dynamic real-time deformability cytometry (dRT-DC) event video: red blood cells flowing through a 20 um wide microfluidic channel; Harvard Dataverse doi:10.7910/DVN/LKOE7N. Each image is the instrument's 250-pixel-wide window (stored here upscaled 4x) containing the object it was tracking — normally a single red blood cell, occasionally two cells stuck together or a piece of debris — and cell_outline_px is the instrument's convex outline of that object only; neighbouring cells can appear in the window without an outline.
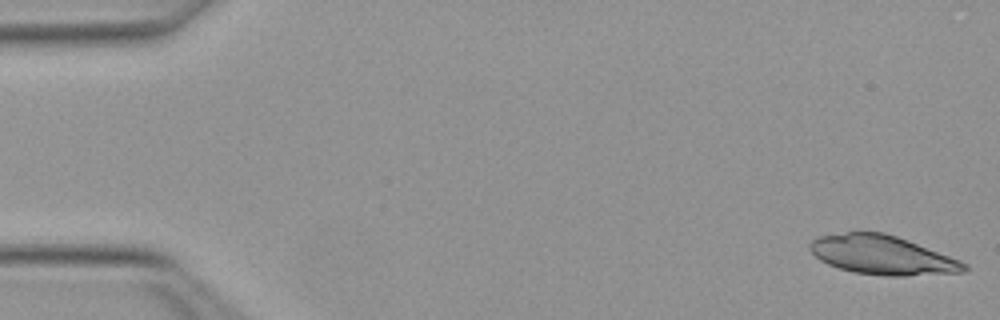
{"species": "Egyptian fruit bat (a non-hibernating species)", "species_latin": "Rousettus aegyptiacus", "temperature_condition": "warm", "stored_images_in_passage": 50, "camera_frame_rate_fps": 3000, "um_per_image_px": 0.085, "animal": {"sex": "female"}, "frame": {"image": 1, "passage_image": 1, "time_ms": 0.0, "image_size_px": [1000, 320], "cell_outline_px": [[968, 272], [904, 276], [884, 276], [852, 272], [828, 264], [820, 260], [808, 248], [808, 244], [816, 236], [848, 232], [884, 232], [908, 240], [960, 260], [968, 264]], "centroid_in_image_um": [75.0, 21.68], "position_along_channel_um": 10.0, "area_um2": 35.26}}
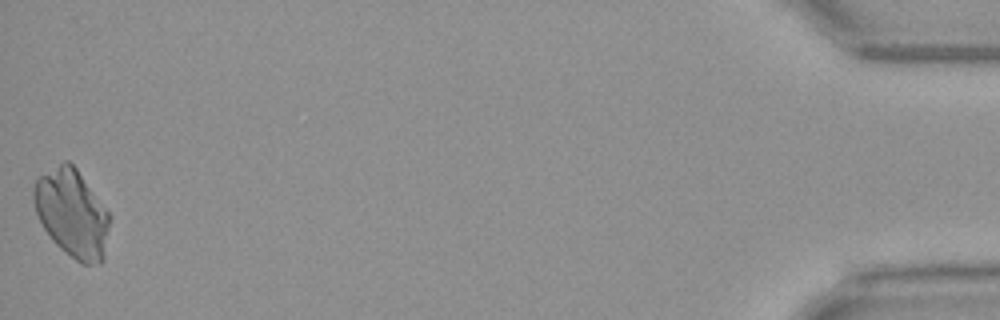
{"frame": {"image": 2, "passage_image": 50, "time_ms": 16.333, "image_size_px": [1000, 320], "cell_outline_px": [[108, 228], [104, 260], [100, 264], [80, 264], [60, 248], [52, 240], [44, 228], [36, 212], [32, 200], [32, 188], [36, 180], [40, 176], [64, 160], [68, 160], [76, 168], [108, 212]], "centroid_in_image_um": [6.09, 18.15], "position_along_channel_um": 429.1, "area_um2": 38.44}}